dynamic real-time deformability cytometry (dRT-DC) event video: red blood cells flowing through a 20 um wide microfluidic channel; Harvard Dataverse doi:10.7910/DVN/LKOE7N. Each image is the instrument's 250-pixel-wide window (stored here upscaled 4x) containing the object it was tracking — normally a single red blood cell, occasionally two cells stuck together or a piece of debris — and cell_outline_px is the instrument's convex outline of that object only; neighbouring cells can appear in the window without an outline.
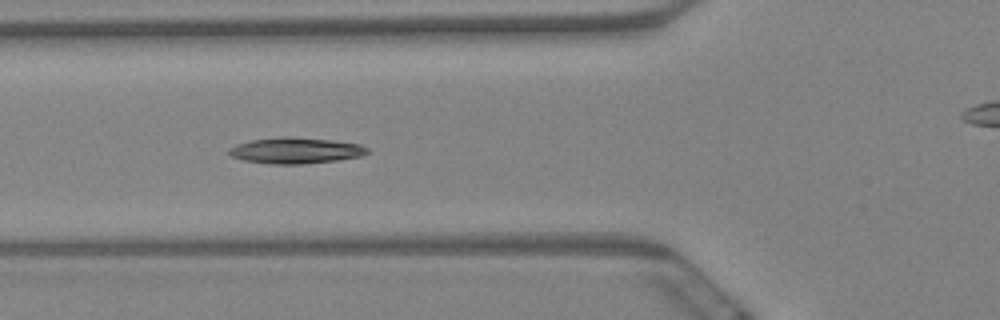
{"species": "Egyptian fruit bat (a non-hibernating species)", "species_latin": "Rousettus aegyptiacus", "temperature_condition": "warm", "stored_images_in_passage": 10, "segment_of_instrument_passage": [1, 2], "camera_frame_rate_fps": 3000, "um_per_image_px": 0.085, "animal": {"sex": "female"}, "frame": {"image": 1, "passage_image": 7, "time_ms": 2.0, "image_size_px": [1000, 320], "cell_outline_px": [[368, 152], [360, 156], [336, 160], [304, 164], [272, 164], [244, 160], [232, 156], [228, 152], [228, 148], [236, 144], [252, 140], [328, 140], [360, 144], [368, 148]], "centroid_in_image_um": [25.13, 12.85], "position_along_channel_um": 100.7, "area_um2": 19.59}}
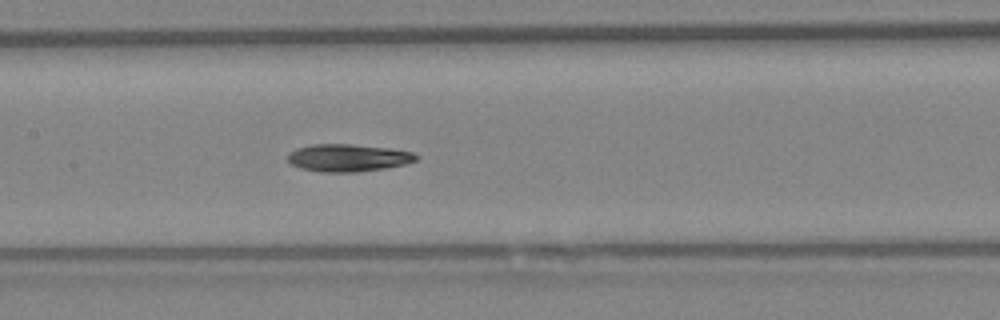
{"frame": {"image": 2, "passage_image": 9, "time_ms": 2.667, "image_size_px": [1000, 320], "cell_outline_px": [[420, 156], [416, 160], [408, 164], [384, 168], [356, 172], [320, 172], [300, 168], [292, 164], [288, 160], [288, 156], [296, 148], [312, 144], [352, 144], [388, 148], [412, 152]], "centroid_in_image_um": [29.61, 13.41], "position_along_channel_um": 177.8, "area_um2": 20.52}}